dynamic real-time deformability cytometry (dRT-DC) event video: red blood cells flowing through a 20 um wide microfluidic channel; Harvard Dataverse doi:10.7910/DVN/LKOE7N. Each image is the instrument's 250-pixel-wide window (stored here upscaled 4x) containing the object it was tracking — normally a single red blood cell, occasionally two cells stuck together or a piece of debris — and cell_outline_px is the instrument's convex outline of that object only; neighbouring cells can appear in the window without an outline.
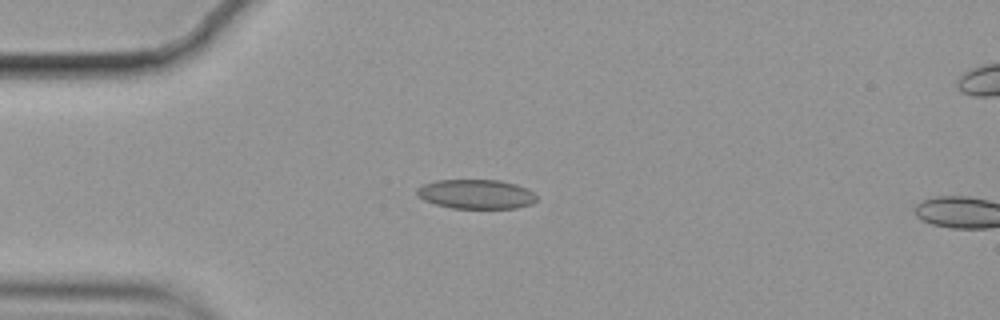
{"species": "common noctule bat (a hibernating species)", "species_latin": "Nyctalus noctula", "temperature_condition": "cold", "stored_images_in_passage": 3, "camera_frame_rate_fps": 3000, "um_per_image_px": 0.085, "animal": {"sex": "female", "body_mass_g": 19.9}, "frame": {"image": 1, "passage_image": 1, "time_ms": 0.0, "image_size_px": [1000, 320], "cell_outline_px": [[536, 200], [532, 204], [516, 208], [452, 208], [436, 204], [424, 200], [416, 196], [416, 188], [424, 184], [436, 180], [500, 180], [516, 184], [532, 192], [536, 196]], "centroid_in_image_um": [40.43, 16.5], "position_along_channel_um": 44.6, "area_um2": 20.46}}